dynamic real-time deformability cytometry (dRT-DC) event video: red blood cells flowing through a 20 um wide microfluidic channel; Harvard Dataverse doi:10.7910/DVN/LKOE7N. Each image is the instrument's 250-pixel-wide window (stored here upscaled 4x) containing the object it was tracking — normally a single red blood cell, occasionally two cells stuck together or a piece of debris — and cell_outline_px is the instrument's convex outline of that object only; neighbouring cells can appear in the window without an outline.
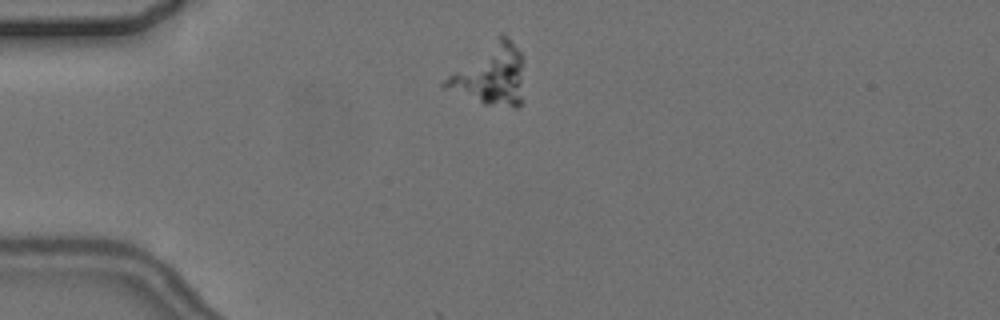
{"species": "common noctule bat (a hibernating species)", "species_latin": "Nyctalus noctula", "temperature_condition": "cold", "stored_images_in_passage": 2, "camera_frame_rate_fps": 3000, "um_per_image_px": 0.085, "animal": {"sex": "female", "body_mass_g": 24.6, "forearm_length_mm": 56.2}, "frame": {"image": 1, "passage_image": 2, "time_ms": 1.0, "image_size_px": [1000, 320], "cell_outline_px": [[524, 100], [516, 108], [512, 108], [484, 104], [440, 88], [440, 84], [452, 72], [500, 32], [504, 32], [508, 36], [524, 56]], "centroid_in_image_um": [41.74, 6.36], "position_along_channel_um": 43.3, "area_um2": 29.07}}